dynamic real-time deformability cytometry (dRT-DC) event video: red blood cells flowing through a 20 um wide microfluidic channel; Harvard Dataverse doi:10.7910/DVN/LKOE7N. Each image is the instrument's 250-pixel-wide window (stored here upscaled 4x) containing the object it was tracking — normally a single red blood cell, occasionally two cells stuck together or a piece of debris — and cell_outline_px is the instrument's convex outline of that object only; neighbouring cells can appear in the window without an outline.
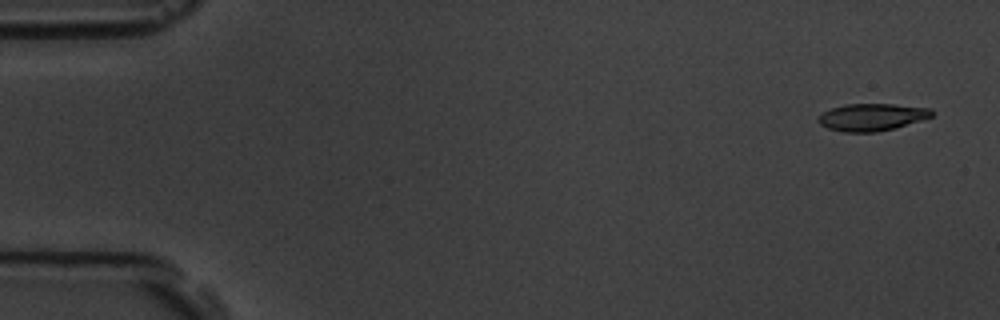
{"species": "common noctule bat (a hibernating species)", "species_latin": "Nyctalus noctula", "temperature_condition": "room temperature", "stored_images_in_passage": 15, "camera_frame_rate_fps": 3000, "um_per_image_px": 0.085, "animal": {"sex": "male", "body_mass_g": 19.5, "forearm_length_mm": 54.6}, "frame": {"image": 1, "passage_image": 1, "time_ms": 0.0, "image_size_px": [1000, 320], "cell_outline_px": [[936, 112], [932, 116], [896, 128], [876, 132], [844, 132], [828, 128], [820, 124], [816, 120], [824, 112], [832, 108], [844, 104], [892, 104], [932, 108]], "centroid_in_image_um": [74.13, 9.95], "position_along_channel_um": 10.9, "area_um2": 18.03}}
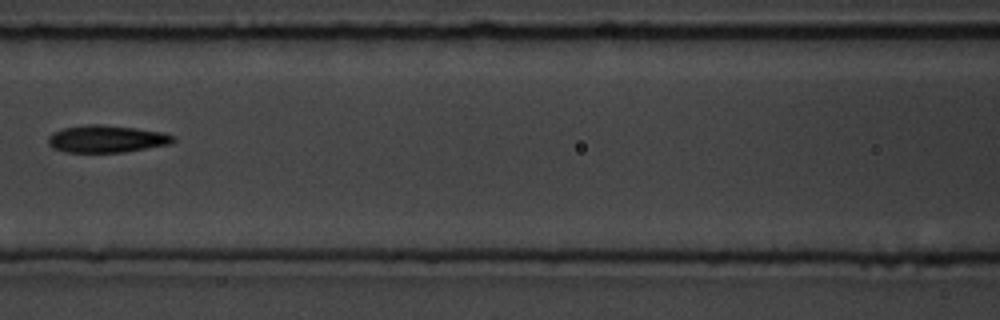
{"frame": {"image": 2, "passage_image": 7, "time_ms": 7.667, "image_size_px": [1000, 320], "cell_outline_px": [[176, 140], [172, 144], [124, 152], [68, 152], [56, 148], [48, 144], [48, 136], [64, 128], [88, 124], [100, 124], [136, 128], [164, 132], [176, 136]], "centroid_in_image_um": [9.15, 11.8], "position_along_channel_um": 157.5, "area_um2": 19.83}}
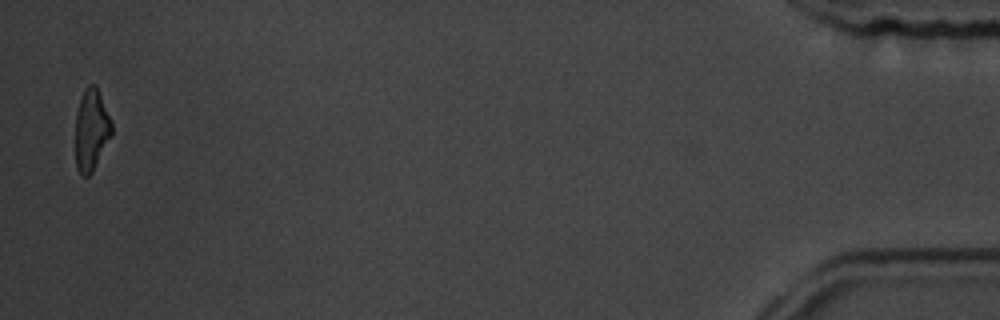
{"frame": {"image": 3, "passage_image": 15, "time_ms": 17.667, "image_size_px": [1000, 320], "cell_outline_px": [[112, 132], [92, 172], [88, 176], [80, 176], [76, 168], [76, 112], [84, 88], [88, 84], [96, 84], [112, 124]], "centroid_in_image_um": [7.74, 11.03], "position_along_channel_um": 427.5, "area_um2": 16.99}, "authors_computed_cell_mechanics": {"area_um2": 19.074, "velocity_mm_per_s": 3.6278, "shape_relaxation_time_tau1_ms": 4.7139, "shape_relaxation_time_tau2_ms": 2.7049, "deformation_change_tau1": 0.1647, "deformation_change_tau2": 0.1041}}